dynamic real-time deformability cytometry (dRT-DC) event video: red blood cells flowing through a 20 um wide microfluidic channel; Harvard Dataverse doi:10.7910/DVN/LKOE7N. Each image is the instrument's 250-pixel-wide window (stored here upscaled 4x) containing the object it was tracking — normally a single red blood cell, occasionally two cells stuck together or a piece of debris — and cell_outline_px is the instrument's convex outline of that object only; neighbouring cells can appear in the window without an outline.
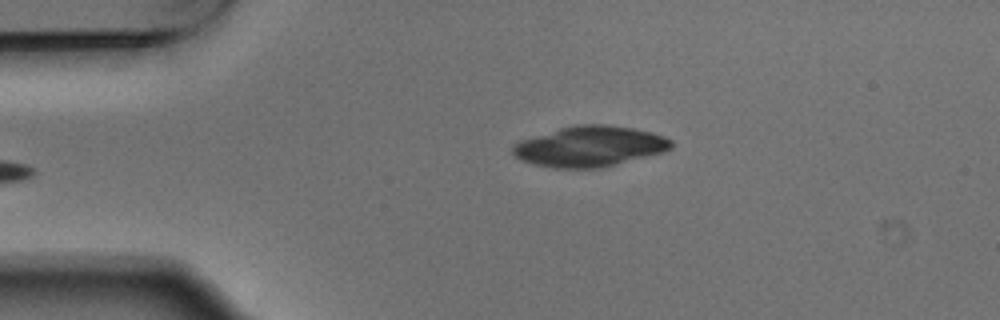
{"species": "Egyptian fruit bat (a non-hibernating species)", "species_latin": "Rousettus aegyptiacus", "temperature_condition": "warm", "stored_images_in_passage": 6, "camera_frame_rate_fps": 3000, "um_per_image_px": 0.085, "animal": {"sex": "male"}, "frame": {"image": 1, "passage_image": 6, "time_ms": 1.667, "image_size_px": [1000, 320], "cell_outline_px": [[672, 148], [664, 152], [600, 168], [556, 168], [536, 164], [520, 160], [512, 152], [512, 148], [520, 140], [560, 128], [576, 124], [604, 124], [632, 128], [652, 132], [664, 136], [672, 140]], "centroid_in_image_um": [50.15, 12.44], "position_along_channel_um": 34.8, "area_um2": 37.22}}